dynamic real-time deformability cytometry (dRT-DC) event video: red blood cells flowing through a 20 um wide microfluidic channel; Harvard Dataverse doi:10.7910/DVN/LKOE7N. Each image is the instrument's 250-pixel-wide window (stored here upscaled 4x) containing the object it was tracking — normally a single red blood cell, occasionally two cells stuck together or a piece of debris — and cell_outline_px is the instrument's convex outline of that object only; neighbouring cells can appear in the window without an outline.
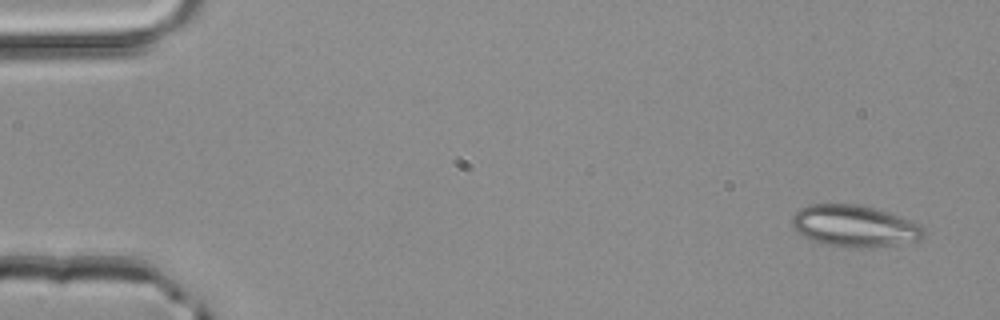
{"species": "common noctule bat (a hibernating species)", "species_latin": "Nyctalus noctula", "temperature_condition": "room temperature", "stored_images_in_passage": 3, "camera_frame_rate_fps": 3000, "um_per_image_px": 0.085, "animal": {"sex": "male", "body_mass_g": 20.4}, "frame": {"image": 1, "passage_image": 1, "time_ms": 0.0, "image_size_px": [1000, 320], "cell_outline_px": [[924, 236], [920, 240], [872, 248], [840, 248], [812, 240], [804, 236], [792, 228], [792, 216], [800, 208], [808, 204], [856, 204], [888, 212], [900, 216], [920, 224], [924, 228]], "centroid_in_image_um": [72.62, 19.23], "position_along_channel_um": 12.4, "area_um2": 32.19}}